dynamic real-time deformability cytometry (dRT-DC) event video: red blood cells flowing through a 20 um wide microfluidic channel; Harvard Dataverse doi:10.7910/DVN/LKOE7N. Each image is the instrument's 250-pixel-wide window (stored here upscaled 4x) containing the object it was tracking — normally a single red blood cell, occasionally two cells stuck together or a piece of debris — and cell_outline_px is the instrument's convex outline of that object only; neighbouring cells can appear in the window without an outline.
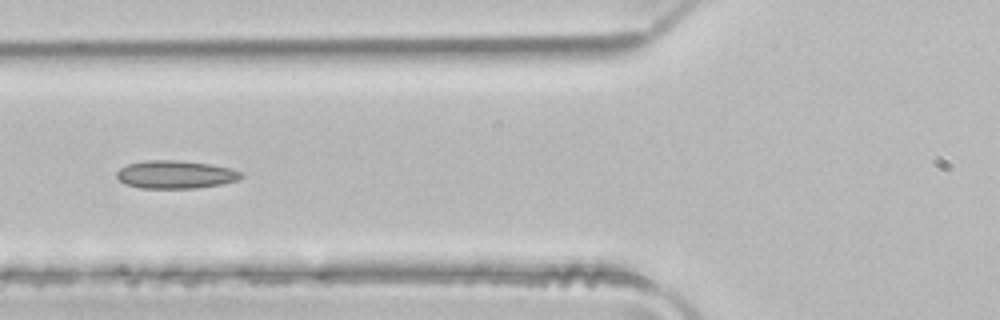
{"species": "common noctule bat (a hibernating species)", "species_latin": "Nyctalus noctula", "temperature_condition": "room temperature", "stored_images_in_passage": 2, "camera_frame_rate_fps": 3000, "um_per_image_px": 0.085, "animal": {"sex": "male", "body_mass_g": 21.5, "forearm_length_mm": 52.0}, "frame": {"image": 1, "passage_image": 2, "time_ms": 0.333, "image_size_px": [1000, 320], "cell_outline_px": [[244, 176], [236, 180], [220, 184], [196, 188], [140, 188], [124, 184], [116, 176], [116, 172], [120, 168], [128, 164], [144, 160], [180, 160], [208, 164], [228, 168], [244, 172]], "centroid_in_image_um": [14.89, 14.83], "position_along_channel_um": 110.9, "area_um2": 20.29}}